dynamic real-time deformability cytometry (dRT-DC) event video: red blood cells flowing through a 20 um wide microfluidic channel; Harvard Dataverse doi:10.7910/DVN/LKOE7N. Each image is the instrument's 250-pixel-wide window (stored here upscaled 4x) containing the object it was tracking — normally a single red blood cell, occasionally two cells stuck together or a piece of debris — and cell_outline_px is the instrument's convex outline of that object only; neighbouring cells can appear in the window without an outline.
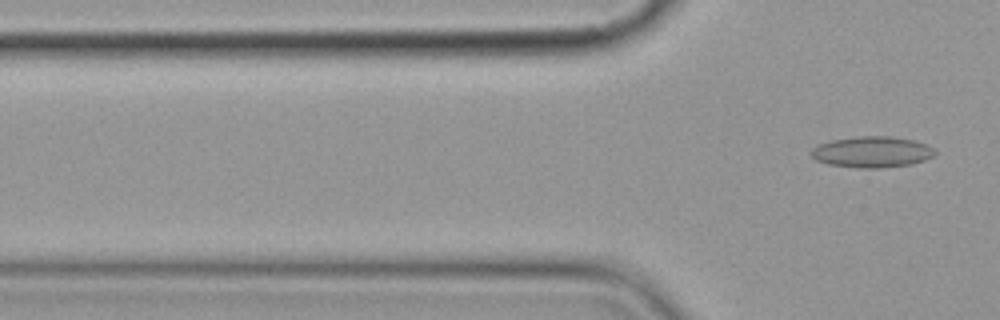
{"species": "common noctule bat (a hibernating species)", "species_latin": "Nyctalus noctula", "temperature_condition": "cold", "stored_images_in_passage": 7, "camera_frame_rate_fps": 3000, "um_per_image_px": 0.085, "animal": {"sex": "female", "body_mass_g": 19.9}, "frame": {"image": 1, "passage_image": 7, "time_ms": 7.333, "image_size_px": [1000, 320], "cell_outline_px": [[936, 152], [932, 156], [924, 160], [912, 164], [880, 168], [860, 168], [828, 164], [816, 160], [812, 156], [812, 148], [820, 144], [832, 140], [860, 136], [892, 136], [916, 140], [928, 144]], "centroid_in_image_um": [74.15, 12.91], "position_along_channel_um": 51.6, "area_um2": 22.37}}